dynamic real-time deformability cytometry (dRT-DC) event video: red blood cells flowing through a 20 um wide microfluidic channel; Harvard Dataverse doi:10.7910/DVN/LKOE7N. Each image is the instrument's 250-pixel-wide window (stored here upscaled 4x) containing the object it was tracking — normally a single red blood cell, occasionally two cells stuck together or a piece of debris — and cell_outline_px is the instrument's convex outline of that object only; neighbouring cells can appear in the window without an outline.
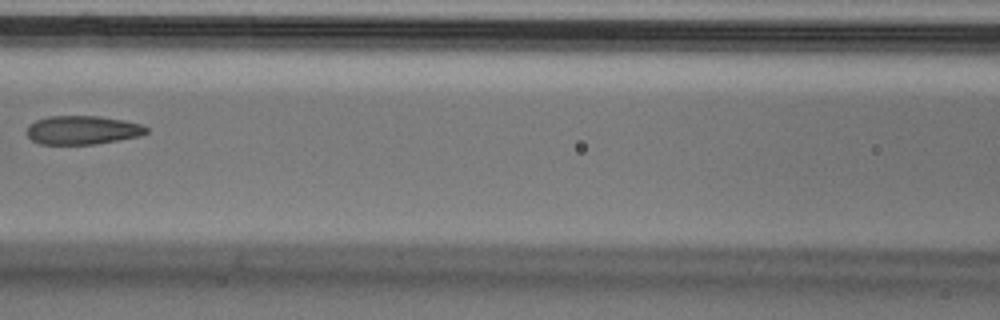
{"species": "Egyptian fruit bat (a non-hibernating species)", "species_latin": "Rousettus aegyptiacus", "temperature_condition": "cold", "stored_images_in_passage": 6, "camera_frame_rate_fps": 3000, "um_per_image_px": 0.085, "animal": {"sex": "male"}, "frame": {"image": 1, "passage_image": 5, "time_ms": 1.333, "image_size_px": [1000, 320], "cell_outline_px": [[148, 132], [140, 136], [96, 144], [40, 144], [32, 140], [28, 136], [28, 124], [36, 120], [48, 116], [100, 116], [124, 120], [140, 124], [148, 128]], "centroid_in_image_um": [7.02, 11.05], "position_along_channel_um": 159.6, "area_um2": 20.0}}
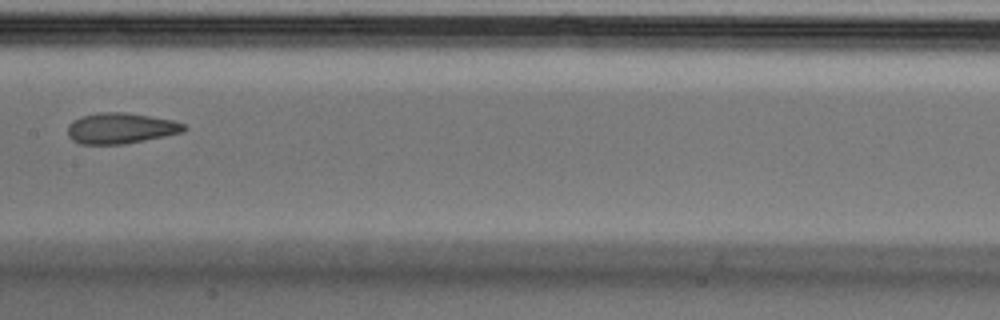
{"frame": {"image": 2, "passage_image": 6, "time_ms": 1.667, "image_size_px": [1000, 320], "cell_outline_px": [[188, 128], [184, 132], [124, 144], [80, 144], [72, 140], [68, 136], [68, 124], [72, 120], [80, 116], [96, 112], [124, 112], [172, 120], [184, 124]], "centroid_in_image_um": [10.22, 10.9], "position_along_channel_um": 197.2, "area_um2": 20.92}}